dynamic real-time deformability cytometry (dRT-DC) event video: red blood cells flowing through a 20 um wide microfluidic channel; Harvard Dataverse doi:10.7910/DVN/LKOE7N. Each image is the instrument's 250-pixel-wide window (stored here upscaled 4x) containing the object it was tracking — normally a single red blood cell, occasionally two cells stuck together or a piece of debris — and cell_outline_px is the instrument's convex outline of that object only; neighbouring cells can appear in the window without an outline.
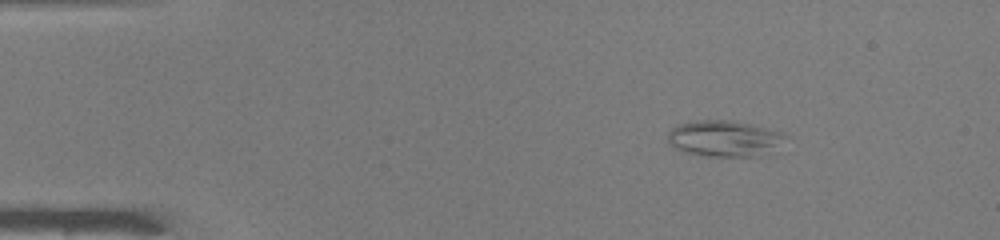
{"species": "common noctule bat (a hibernating species)", "species_latin": "Nyctalus noctula", "temperature_condition": "warm", "stored_images_in_passage": 48, "camera_frame_rate_fps": 3000, "um_per_image_px": 0.085, "animal": {"sex": "male", "body_mass_g": 19.0, "forearm_length_mm": 50.8}, "frame": {"image": 1, "passage_image": 6, "time_ms": 1.667, "image_size_px": [1000, 240], "cell_outline_px": [[788, 136], [752, 156], [708, 156], [688, 152], [676, 148], [668, 144], [668, 132], [672, 128], [680, 124], [700, 120], [736, 120], [784, 132]], "centroid_in_image_um": [61.46, 11.72], "position_along_channel_um": 23.5, "area_um2": 23.81}}
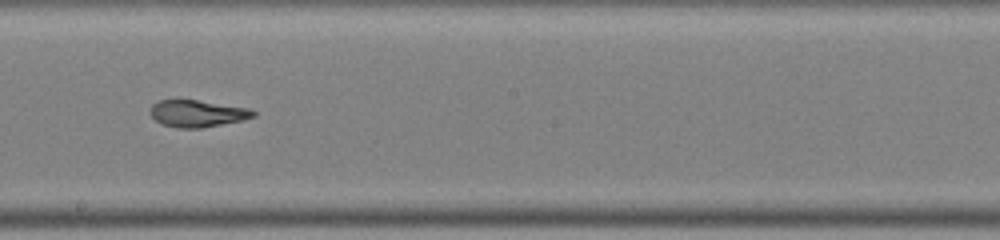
{"frame": {"image": 2, "passage_image": 27, "time_ms": 8.667, "image_size_px": [1000, 240], "cell_outline_px": [[256, 116], [240, 120], [200, 128], [176, 128], [160, 124], [148, 112], [152, 104], [160, 100], [196, 100], [252, 108], [256, 112]], "centroid_in_image_um": [16.75, 9.64], "position_along_channel_um": 231.4, "area_um2": 16.18}}
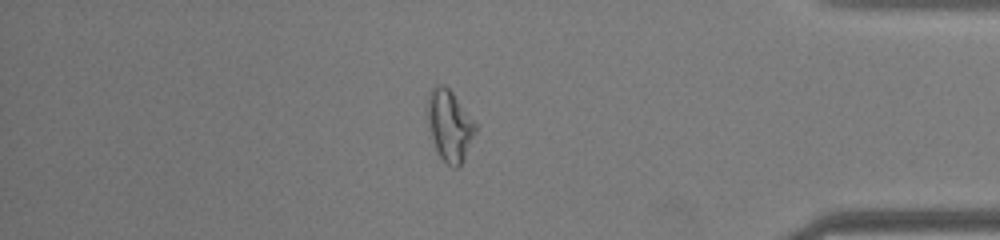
{"frame": {"image": 3, "passage_image": 41, "time_ms": 13.333, "image_size_px": [1000, 240], "cell_outline_px": [[476, 132], [464, 160], [456, 168], [452, 168], [436, 152], [428, 124], [428, 96], [432, 88], [436, 84], [444, 84], [452, 92], [476, 124]], "centroid_in_image_um": [38.21, 10.68], "position_along_channel_um": 397.0, "area_um2": 19.65}, "authors_computed_cell_mechanics": {"area_um2": 18.8428, "velocity_mm_per_s": 4.1373, "shape_relaxation_time_tau1_ms": null, "shape_relaxation_time_tau2_ms": 3.1951, "deformation_change_tau1": null, "deformation_change_tau2": 0.1189}}